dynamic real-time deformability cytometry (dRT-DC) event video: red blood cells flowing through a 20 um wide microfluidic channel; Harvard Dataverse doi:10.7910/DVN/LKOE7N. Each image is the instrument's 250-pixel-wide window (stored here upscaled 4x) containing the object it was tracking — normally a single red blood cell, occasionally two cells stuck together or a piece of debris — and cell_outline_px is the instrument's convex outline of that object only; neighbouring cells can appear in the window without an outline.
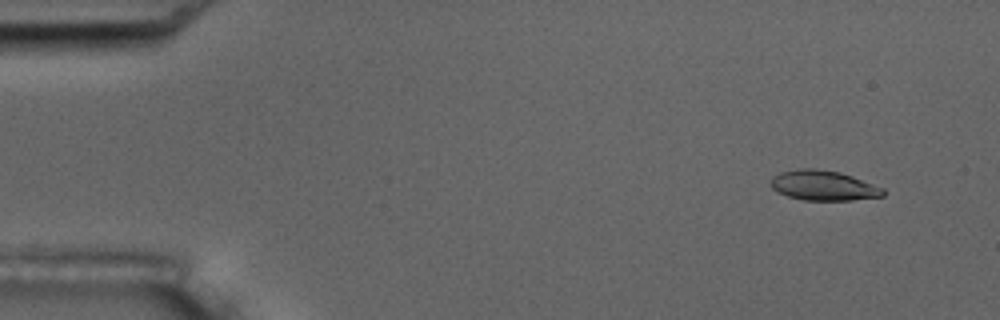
{"species": "common noctule bat (a hibernating species)", "species_latin": "Nyctalus noctula", "temperature_condition": "room temperature", "stored_images_in_passage": 5, "camera_frame_rate_fps": 3000, "um_per_image_px": 0.085, "animal": {"sex": "male", "body_mass_g": 17.5, "forearm_length_mm": 52.3}, "frame": {"image": 1, "passage_image": 2, "time_ms": 1.0, "image_size_px": [1000, 320], "cell_outline_px": [[884, 196], [852, 200], [804, 200], [788, 196], [776, 192], [772, 188], [772, 176], [780, 172], [800, 168], [816, 168], [840, 172], [852, 176], [884, 188]], "centroid_in_image_um": [69.99, 15.76], "position_along_channel_um": 15.0, "area_um2": 19.65}}